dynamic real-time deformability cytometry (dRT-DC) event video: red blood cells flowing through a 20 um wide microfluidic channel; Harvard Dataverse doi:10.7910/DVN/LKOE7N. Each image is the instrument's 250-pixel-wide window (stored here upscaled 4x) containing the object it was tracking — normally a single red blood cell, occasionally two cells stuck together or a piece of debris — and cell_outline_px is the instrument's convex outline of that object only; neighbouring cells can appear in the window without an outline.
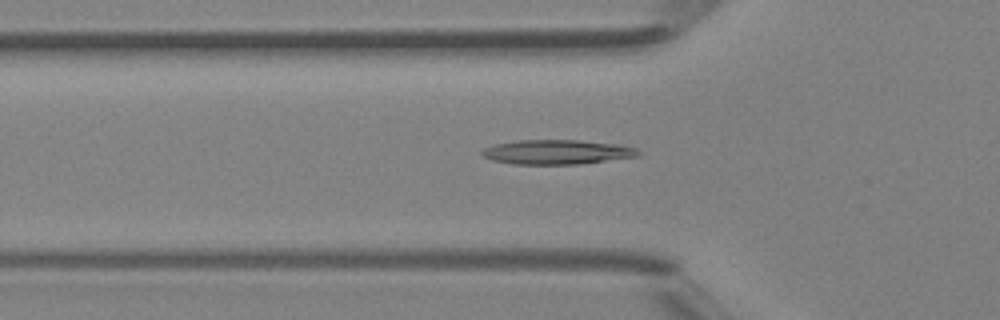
{"species": "Egyptian fruit bat (a non-hibernating species)", "species_latin": "Rousettus aegyptiacus", "temperature_condition": "room temperature", "stored_images_in_passage": 40, "camera_frame_rate_fps": 3000, "um_per_image_px": 0.085, "animal": {"sex": "female"}, "frame": {"image": 1, "passage_image": 9, "time_ms": 2.667, "image_size_px": [1000, 320], "cell_outline_px": [[640, 156], [580, 164], [512, 164], [492, 160], [484, 156], [480, 152], [484, 148], [496, 144], [516, 140], [576, 140], [620, 144], [636, 148], [640, 152]], "centroid_in_image_um": [47.36, 12.92], "position_along_channel_um": 78.4, "area_um2": 22.37}}
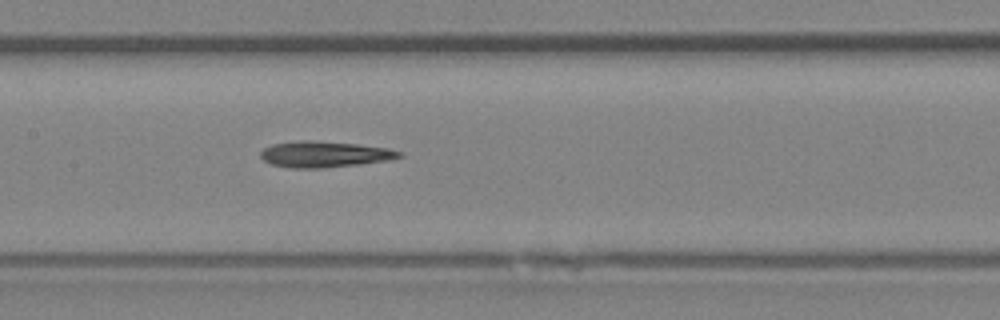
{"frame": {"image": 2, "passage_image": 16, "time_ms": 5.0, "image_size_px": [1000, 320], "cell_outline_px": [[404, 156], [388, 160], [356, 164], [320, 168], [288, 168], [272, 164], [264, 160], [260, 156], [260, 152], [264, 148], [272, 144], [300, 140], [312, 140], [356, 144], [388, 148], [404, 152]], "centroid_in_image_um": [27.58, 13.1], "position_along_channel_um": 179.8, "area_um2": 20.98}}
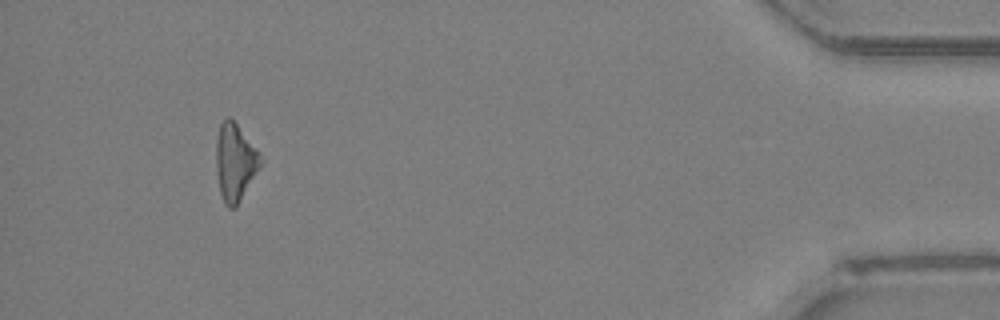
{"frame": {"image": 3, "passage_image": 37, "time_ms": 12.0, "image_size_px": [1000, 320], "cell_outline_px": [[264, 160], [260, 168], [236, 204], [232, 208], [228, 208], [224, 204], [220, 192], [216, 172], [216, 136], [220, 124], [228, 116], [232, 116]], "centroid_in_image_um": [19.96, 13.72], "position_along_channel_um": 415.2, "area_um2": 19.94}}